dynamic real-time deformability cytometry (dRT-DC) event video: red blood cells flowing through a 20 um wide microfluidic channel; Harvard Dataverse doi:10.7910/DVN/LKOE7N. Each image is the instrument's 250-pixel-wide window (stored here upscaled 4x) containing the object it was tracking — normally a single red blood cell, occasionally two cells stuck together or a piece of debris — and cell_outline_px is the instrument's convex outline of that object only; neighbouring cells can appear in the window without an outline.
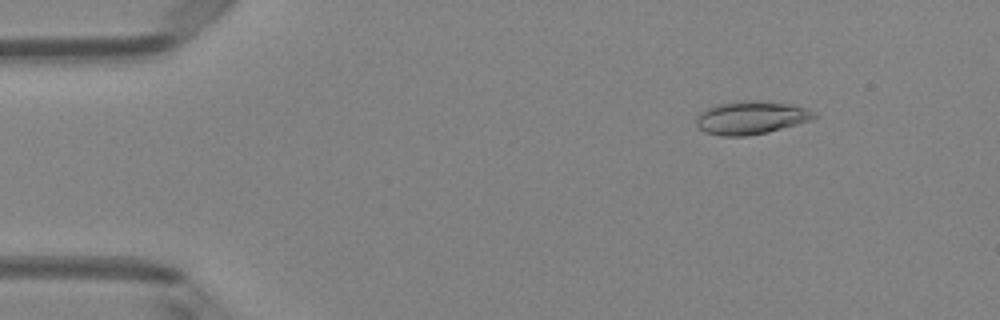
{"species": "Egyptian fruit bat (a non-hibernating species)", "species_latin": "Rousettus aegyptiacus", "temperature_condition": "room temperature", "stored_images_in_passage": 50, "camera_frame_rate_fps": 3000, "um_per_image_px": 0.085, "animal": {"sex": "female"}, "frame": {"image": 1, "passage_image": 7, "time_ms": 2.0, "image_size_px": [1000, 320], "cell_outline_px": [[820, 116], [812, 120], [768, 132], [748, 136], [720, 136], [704, 132], [696, 124], [696, 116], [700, 112], [716, 104], [740, 100], [756, 100], [792, 104], [808, 108], [816, 112]], "centroid_in_image_um": [63.87, 9.99], "position_along_channel_um": 21.1, "area_um2": 23.18}}
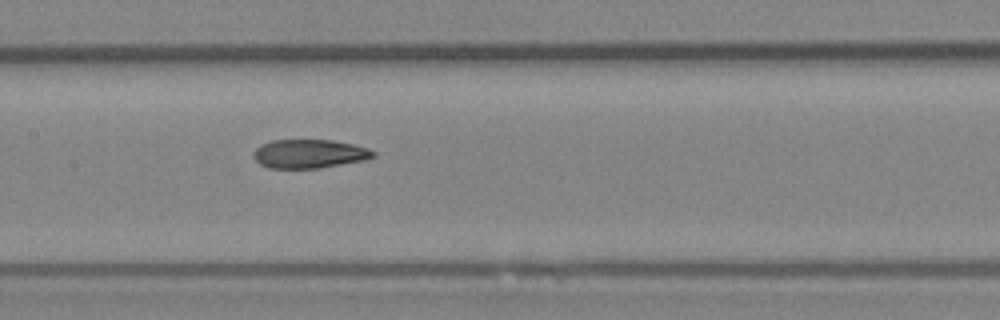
{"frame": {"image": 2, "passage_image": 25, "time_ms": 8.0, "image_size_px": [1000, 320], "cell_outline_px": [[376, 156], [364, 160], [320, 168], [268, 168], [260, 164], [252, 156], [252, 152], [260, 144], [272, 140], [332, 140], [352, 144], [368, 148], [376, 152]], "centroid_in_image_um": [26.27, 13.07], "position_along_channel_um": 181.1, "area_um2": 20.17}}
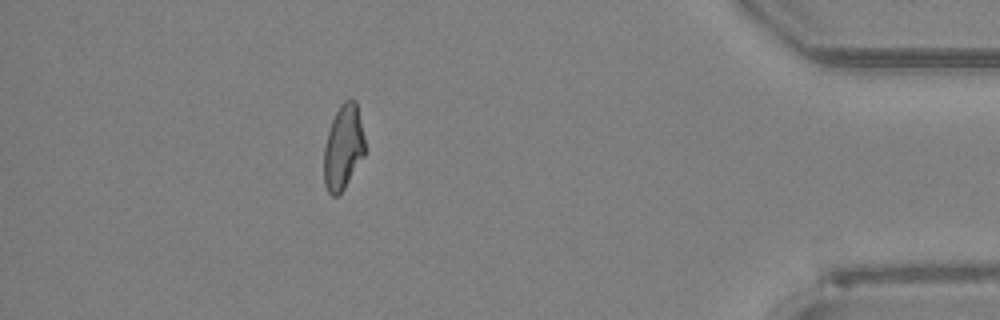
{"frame": {"image": 3, "passage_image": 45, "time_ms": 14.667, "image_size_px": [1000, 320], "cell_outline_px": [[364, 156], [344, 188], [336, 196], [332, 196], [328, 192], [324, 184], [324, 148], [328, 132], [332, 120], [340, 104], [344, 100], [356, 100], [364, 136]], "centroid_in_image_um": [29.17, 12.52], "position_along_channel_um": 406.0, "area_um2": 20.06}, "authors_computed_cell_mechanics": {"area_um2": 21.097, "velocity_mm_per_s": 4.0876, "shape_relaxation_time_tau1_ms": null, "shape_relaxation_time_tau2_ms": 2.1053, "deformation_change_tau1": null, "deformation_change_tau2": 0.0917}}